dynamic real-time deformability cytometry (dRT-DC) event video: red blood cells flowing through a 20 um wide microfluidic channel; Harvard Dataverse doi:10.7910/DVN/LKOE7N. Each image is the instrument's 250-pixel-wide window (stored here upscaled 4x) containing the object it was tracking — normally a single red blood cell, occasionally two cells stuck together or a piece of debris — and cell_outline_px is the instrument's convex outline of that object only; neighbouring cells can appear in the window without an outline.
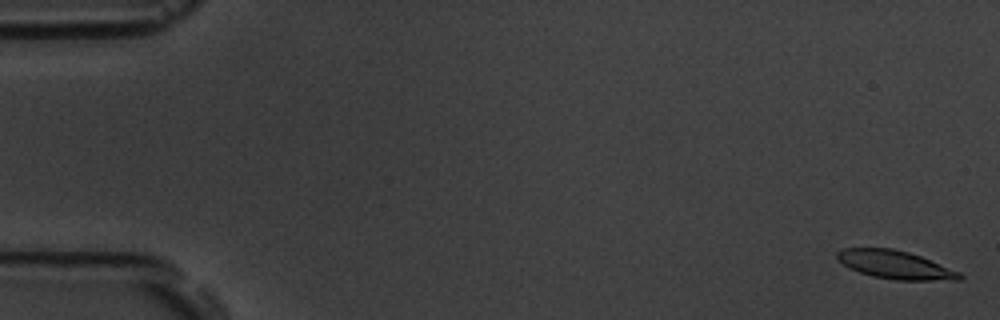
{"species": "common noctule bat (a hibernating species)", "species_latin": "Nyctalus noctula", "temperature_condition": "room temperature", "stored_images_in_passage": 54, "camera_frame_rate_fps": 3000, "um_per_image_px": 0.085, "animal": {"sex": "male", "body_mass_g": 19.5, "forearm_length_mm": 54.6}, "frame": {"image": 1, "passage_image": 1, "time_ms": 0.0, "image_size_px": [1000, 320], "cell_outline_px": [[964, 276], [960, 280], [896, 280], [872, 276], [848, 268], [836, 256], [836, 252], [844, 248], [892, 248], [908, 252], [920, 256], [960, 272]], "centroid_in_image_um": [76.1, 22.51], "position_along_channel_um": 8.9, "area_um2": 20.0}}
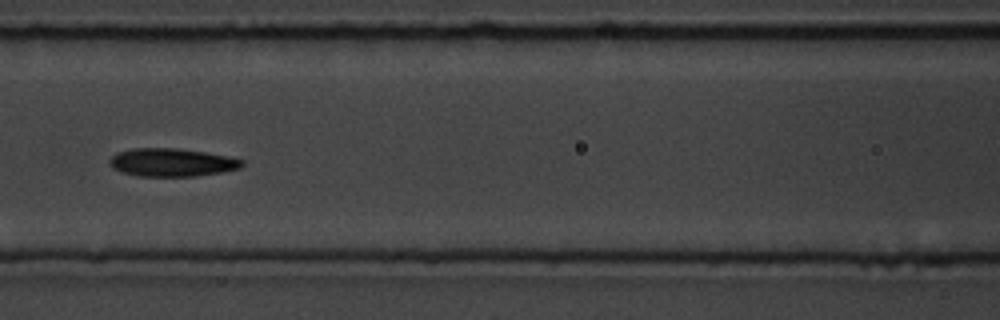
{"frame": {"image": 2, "passage_image": 24, "time_ms": 7.667, "image_size_px": [1000, 320], "cell_outline_px": [[244, 164], [240, 168], [220, 172], [196, 176], [136, 176], [120, 172], [112, 168], [108, 164], [108, 160], [116, 152], [132, 148], [176, 148], [204, 152], [244, 160]], "centroid_in_image_um": [14.52, 13.81], "position_along_channel_um": 152.1, "area_um2": 21.73}}
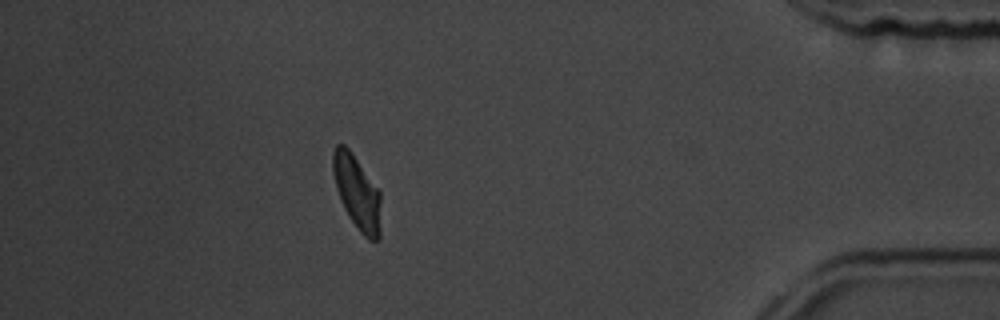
{"frame": {"image": 3, "passage_image": 48, "time_ms": 15.667, "image_size_px": [1000, 320], "cell_outline_px": [[380, 236], [376, 240], [368, 240], [360, 232], [348, 216], [340, 200], [336, 188], [332, 172], [332, 152], [336, 144], [344, 144], [348, 148], [380, 192]], "centroid_in_image_um": [30.32, 16.36], "position_along_channel_um": 404.9, "area_um2": 20.52}, "authors_computed_cell_mechanics": {"area_um2": 20.7791, "velocity_mm_per_s": 3.7545, "shape_relaxation_time_tau1_ms": 2.8229, "shape_relaxation_time_tau2_ms": 4.5411, "deformation_change_tau1": 0.1275, "deformation_change_tau2": 0.122}}